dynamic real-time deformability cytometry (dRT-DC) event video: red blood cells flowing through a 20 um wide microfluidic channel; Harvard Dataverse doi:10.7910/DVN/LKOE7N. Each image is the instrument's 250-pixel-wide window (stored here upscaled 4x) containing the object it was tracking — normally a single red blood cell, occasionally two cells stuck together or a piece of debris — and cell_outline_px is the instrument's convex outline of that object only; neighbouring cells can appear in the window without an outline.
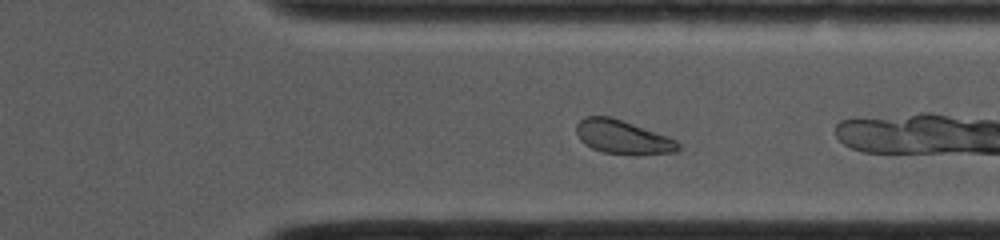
{"species": "common noctule bat (a hibernating species)", "species_latin": "Nyctalus noctula", "temperature_condition": "cold", "stored_images_in_passage": 40, "camera_frame_rate_fps": 4000, "um_per_image_px": 0.085, "animal": {"sex": "female", "body_mass_g": 19.0, "forearm_length_mm": 53.3}, "frame": {"image": 1, "passage_image": 27, "time_ms": 7.0, "image_size_px": [1000, 240], "cell_outline_px": [[680, 152], [636, 156], [604, 152], [592, 148], [584, 144], [580, 140], [576, 132], [576, 124], [584, 116], [612, 116], [668, 136], [676, 140], [680, 144]], "centroid_in_image_um": [52.97, 11.67], "position_along_channel_um": 358.4, "area_um2": 20.58}}